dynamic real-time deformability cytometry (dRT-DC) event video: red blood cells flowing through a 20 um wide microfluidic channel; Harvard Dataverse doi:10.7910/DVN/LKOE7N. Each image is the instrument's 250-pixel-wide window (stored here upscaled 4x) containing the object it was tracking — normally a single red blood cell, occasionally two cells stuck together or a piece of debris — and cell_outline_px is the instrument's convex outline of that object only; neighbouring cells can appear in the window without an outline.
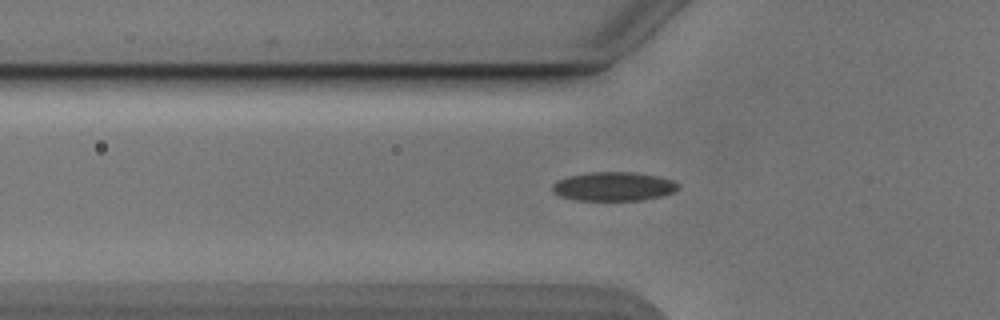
{"species": "Egyptian fruit bat (a non-hibernating species)", "species_latin": "Rousettus aegyptiacus", "temperature_condition": "cold", "stored_images_in_passage": 38, "camera_frame_rate_fps": 3000, "um_per_image_px": 0.085, "animal": {"sex": "male"}, "frame": {"image": 1, "passage_image": 6, "time_ms": 1.667, "image_size_px": [1000, 320], "cell_outline_px": [[680, 188], [672, 192], [660, 196], [640, 200], [576, 200], [560, 196], [552, 192], [552, 184], [556, 180], [568, 176], [592, 172], [636, 172], [660, 176], [672, 180], [680, 184]], "centroid_in_image_um": [52.15, 15.84], "position_along_channel_um": 73.7, "area_um2": 21.33}}
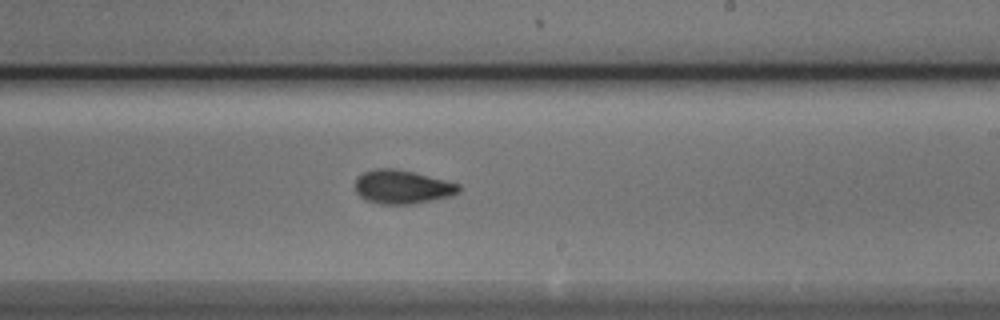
{"frame": {"image": 2, "passage_image": 20, "time_ms": 6.333, "image_size_px": [1000, 320], "cell_outline_px": [[460, 192], [452, 196], [412, 204], [380, 204], [368, 200], [360, 196], [356, 192], [356, 180], [364, 172], [376, 168], [396, 168], [460, 184]], "centroid_in_image_um": [34.21, 15.89], "position_along_channel_um": 254.8, "area_um2": 20.17}}
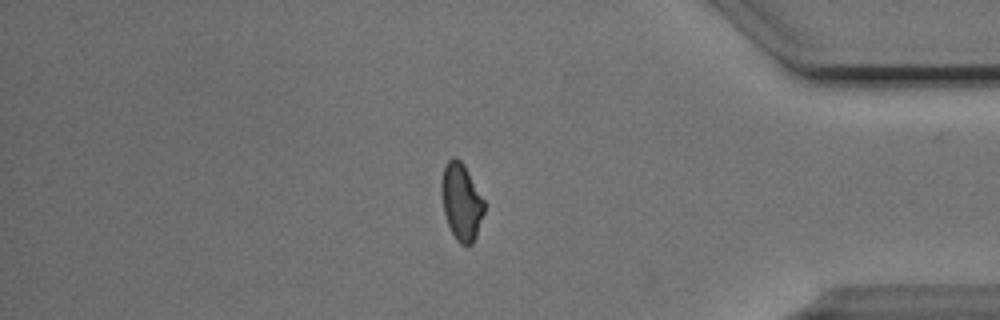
{"frame": {"image": 3, "passage_image": 33, "time_ms": 10.667, "image_size_px": [1000, 320], "cell_outline_px": [[484, 212], [476, 236], [472, 244], [460, 244], [456, 240], [448, 224], [444, 212], [440, 192], [440, 184], [444, 168], [448, 160], [452, 156], [456, 156], [464, 164], [484, 200]], "centroid_in_image_um": [39.2, 17.12], "position_along_channel_um": 396.0, "area_um2": 19.13}}